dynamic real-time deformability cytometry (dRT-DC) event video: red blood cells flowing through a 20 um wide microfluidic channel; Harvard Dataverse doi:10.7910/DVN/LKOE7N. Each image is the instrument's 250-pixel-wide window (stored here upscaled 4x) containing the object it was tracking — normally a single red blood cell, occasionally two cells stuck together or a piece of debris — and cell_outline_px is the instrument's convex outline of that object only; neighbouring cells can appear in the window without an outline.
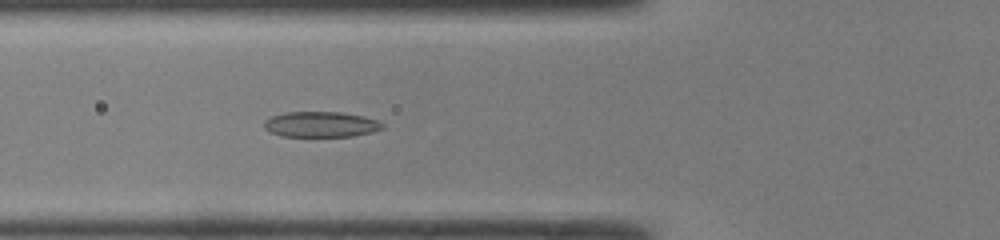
{"species": "common noctule bat (a hibernating species)", "species_latin": "Nyctalus noctula", "temperature_condition": "room temperature", "stored_images_in_passage": 46, "camera_frame_rate_fps": 3000, "um_per_image_px": 0.085, "animal": {"sex": "male", "body_mass_g": 19.0, "forearm_length_mm": 50.8}, "frame": {"image": 1, "passage_image": 17, "time_ms": 5.333, "image_size_px": [1000, 240], "cell_outline_px": [[384, 128], [372, 132], [352, 136], [284, 136], [268, 132], [264, 128], [264, 120], [272, 116], [284, 112], [340, 112], [364, 116], [376, 120], [384, 124]], "centroid_in_image_um": [27.26, 10.57], "position_along_channel_um": 98.5, "area_um2": 17.63}}
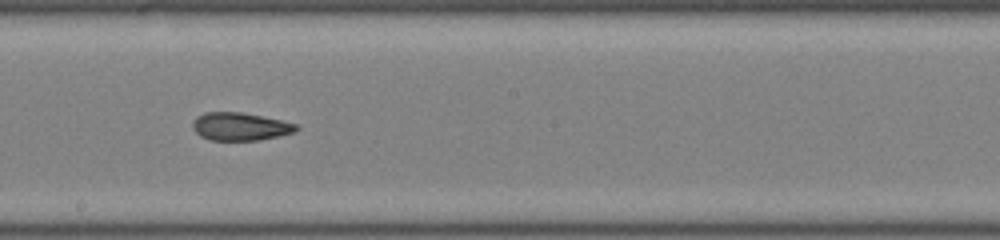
{"frame": {"image": 2, "passage_image": 26, "time_ms": 8.333, "image_size_px": [1000, 240], "cell_outline_px": [[300, 128], [296, 132], [280, 136], [260, 140], [208, 140], [200, 136], [192, 128], [192, 124], [196, 116], [204, 112], [240, 112], [280, 120], [296, 124]], "centroid_in_image_um": [20.4, 10.76], "position_along_channel_um": 227.8, "area_um2": 16.94}}
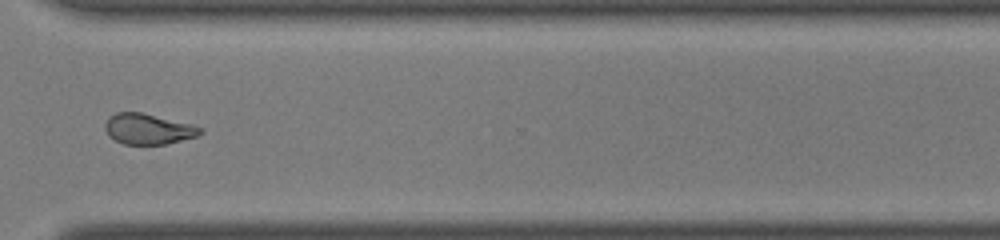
{"frame": {"image": 3, "passage_image": 35, "time_ms": 11.333, "image_size_px": [1000, 240], "cell_outline_px": [[204, 132], [196, 136], [164, 144], [124, 144], [108, 136], [104, 128], [104, 124], [108, 116], [116, 112], [140, 112], [192, 124], [204, 128]], "centroid_in_image_um": [12.57, 10.95], "position_along_channel_um": 358.0, "area_um2": 16.99}, "authors_computed_cell_mechanics": {"area_um2": 17.8024, "velocity_mm_per_s": 4.3098, "shape_relaxation_time_tau1_ms": 5.9387, "shape_relaxation_time_tau2_ms": 1.8112, "deformation_change_tau1": 0.1787, "deformation_change_tau2": 0.0899}}